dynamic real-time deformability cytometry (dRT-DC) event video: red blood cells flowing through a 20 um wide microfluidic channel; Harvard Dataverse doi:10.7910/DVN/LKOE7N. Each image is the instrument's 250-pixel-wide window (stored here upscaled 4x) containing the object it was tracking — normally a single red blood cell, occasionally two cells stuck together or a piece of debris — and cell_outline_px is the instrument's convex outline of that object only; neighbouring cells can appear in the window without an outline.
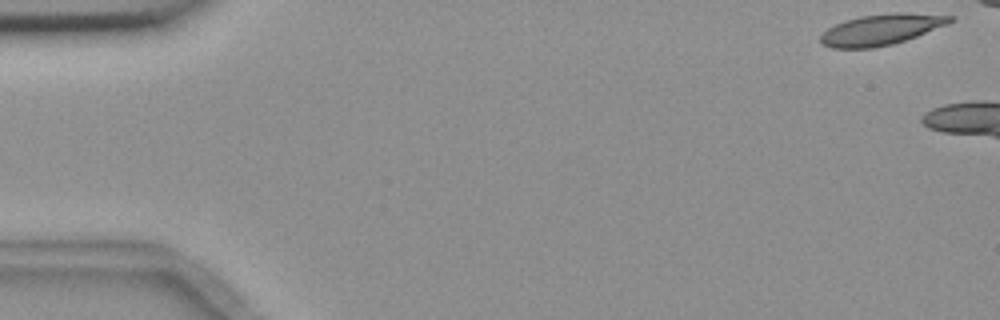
{"species": "common noctule bat (a hibernating species)", "species_latin": "Nyctalus noctula", "temperature_condition": "room temperature", "stored_images_in_passage": 5, "camera_frame_rate_fps": 3000, "um_per_image_px": 0.085, "animal": {"sex": "female", "body_mass_g": 18.4}, "frame": {"image": 1, "passage_image": 1, "time_ms": 0.0, "image_size_px": [1000, 320], "cell_outline_px": [[956, 20], [948, 24], [916, 36], [892, 44], [872, 48], [832, 48], [824, 44], [820, 40], [820, 36], [828, 28], [844, 20], [860, 16], [896, 12], [908, 12], [956, 16]], "centroid_in_image_um": [74.94, 2.49], "position_along_channel_um": 10.1, "area_um2": 23.29}}